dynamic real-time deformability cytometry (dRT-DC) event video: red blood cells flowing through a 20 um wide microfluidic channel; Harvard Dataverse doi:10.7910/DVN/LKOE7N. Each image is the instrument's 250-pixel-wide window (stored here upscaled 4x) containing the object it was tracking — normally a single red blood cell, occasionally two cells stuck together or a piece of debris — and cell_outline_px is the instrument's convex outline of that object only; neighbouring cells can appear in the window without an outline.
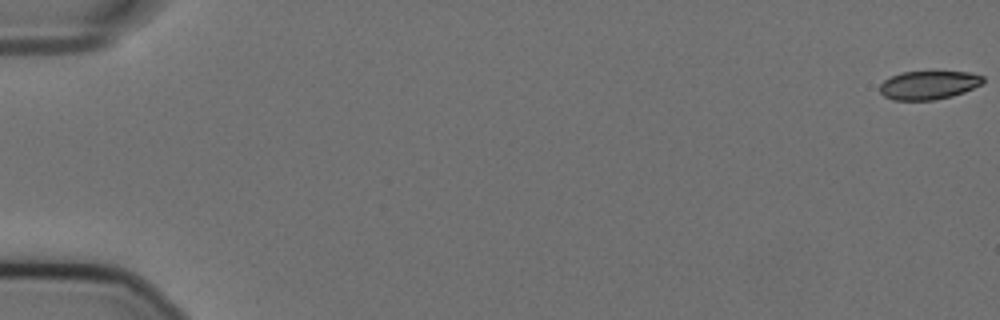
{"species": "Egyptian fruit bat (a non-hibernating species)", "species_latin": "Rousettus aegyptiacus", "temperature_condition": "cold", "stored_images_in_passage": 17, "camera_frame_rate_fps": 3000, "um_per_image_px": 0.085, "animal": {"sex": "female"}, "frame": {"image": 1, "passage_image": 1, "time_ms": 0.0, "image_size_px": [1000, 320], "cell_outline_px": [[984, 80], [980, 84], [964, 92], [952, 96], [936, 100], [892, 100], [884, 96], [880, 92], [880, 84], [884, 80], [892, 76], [904, 72], [968, 72], [984, 76]], "centroid_in_image_um": [78.92, 7.24], "position_along_channel_um": 6.1, "area_um2": 17.05}}
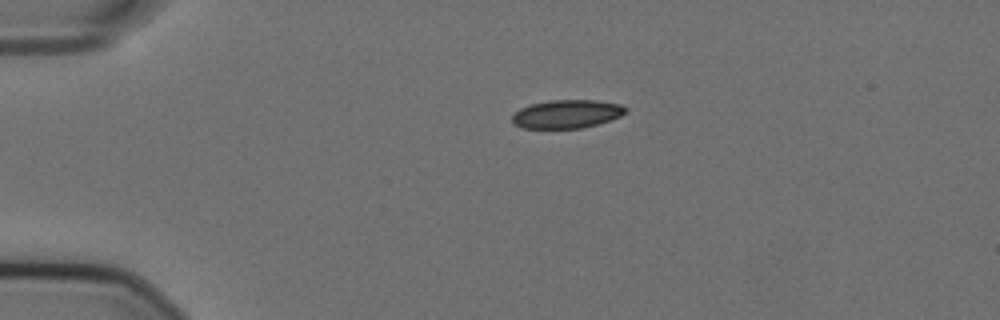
{"frame": {"image": 2, "passage_image": 14, "time_ms": 4.333, "image_size_px": [1000, 320], "cell_outline_px": [[628, 112], [612, 120], [580, 128], [524, 128], [516, 124], [512, 120], [512, 116], [520, 108], [532, 104], [548, 100], [592, 100], [620, 104], [628, 108]], "centroid_in_image_um": [48.22, 9.68], "position_along_channel_um": 36.8, "area_um2": 18.67}}